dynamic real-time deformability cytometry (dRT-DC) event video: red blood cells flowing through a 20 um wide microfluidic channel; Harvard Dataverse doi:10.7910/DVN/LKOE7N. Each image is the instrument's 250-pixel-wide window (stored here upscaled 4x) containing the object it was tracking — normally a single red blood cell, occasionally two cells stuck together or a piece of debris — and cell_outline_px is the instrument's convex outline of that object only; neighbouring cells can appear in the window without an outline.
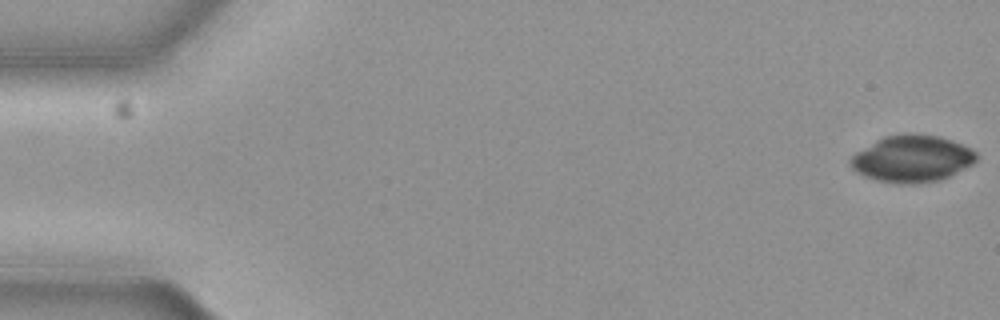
{"species": "common noctule bat (a hibernating species)", "species_latin": "Nyctalus noctula", "temperature_condition": "cold", "stored_images_in_passage": 56, "camera_frame_rate_fps": 3000, "um_per_image_px": 0.085, "animal": {"sex": "female", "body_mass_g": 19.3, "forearm_length_mm": 54.1}, "frame": {"image": 1, "passage_image": 1, "time_ms": 0.0, "image_size_px": [1000, 320], "cell_outline_px": [[976, 160], [972, 164], [940, 180], [912, 184], [896, 184], [876, 180], [864, 176], [856, 172], [848, 164], [848, 160], [856, 152], [876, 140], [884, 136], [936, 136], [960, 144], [976, 152]], "centroid_in_image_um": [77.45, 13.54], "position_along_channel_um": 7.5, "area_um2": 33.47}}